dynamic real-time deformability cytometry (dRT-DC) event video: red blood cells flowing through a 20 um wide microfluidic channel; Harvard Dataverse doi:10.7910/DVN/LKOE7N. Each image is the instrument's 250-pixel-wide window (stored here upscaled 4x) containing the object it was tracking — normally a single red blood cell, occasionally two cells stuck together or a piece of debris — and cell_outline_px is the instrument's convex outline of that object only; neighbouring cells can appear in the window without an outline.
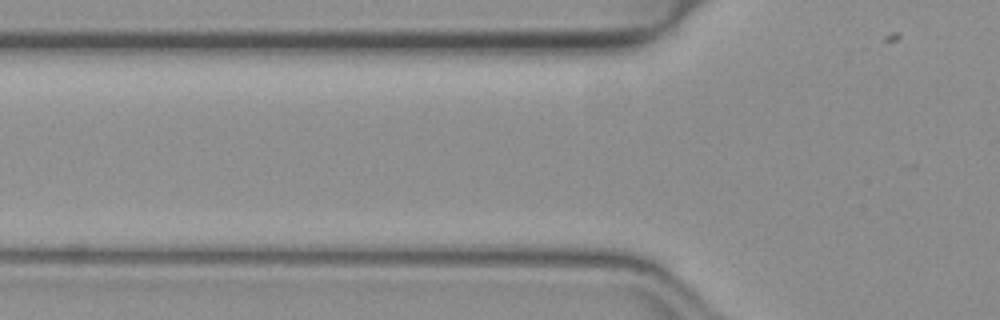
{"species": "common noctule bat (a hibernating species)", "species_latin": "Nyctalus noctula", "temperature_condition": "warm", "stored_images_in_passage": 6, "camera_frame_rate_fps": 3000, "um_per_image_px": 0.085, "animal": {"sex": "female", "body_mass_g": 19.3, "forearm_length_mm": 54.1}, "frame": {"image": 1, "passage_image": 3, "time_ms": 0.667, "image_size_px": [1000, 320], "cell_outline_px": [[548, 264], [424, 264], [432, 256], [456, 244], [528, 248], [544, 260]], "centroid_in_image_um": [41.26, 21.73], "position_along_channel_um": 84.5, "area_um2": 13.24}}